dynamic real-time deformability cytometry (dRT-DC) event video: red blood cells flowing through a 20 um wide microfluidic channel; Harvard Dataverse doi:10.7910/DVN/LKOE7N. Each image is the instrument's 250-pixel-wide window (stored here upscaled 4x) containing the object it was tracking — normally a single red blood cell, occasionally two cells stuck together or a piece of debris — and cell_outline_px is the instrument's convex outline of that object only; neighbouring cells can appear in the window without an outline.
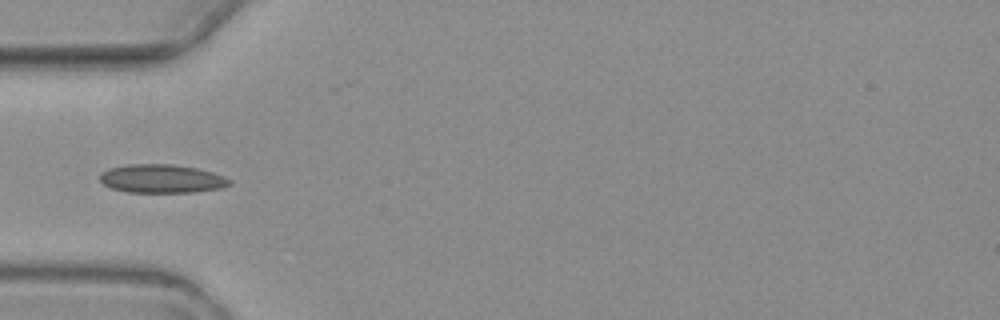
{"species": "common noctule bat (a hibernating species)", "species_latin": "Nyctalus noctula", "temperature_condition": "warm", "stored_images_in_passage": 2, "camera_frame_rate_fps": 3000, "um_per_image_px": 0.085, "animal": {"sex": "female", "body_mass_g": 19.3, "forearm_length_mm": 54.1}, "frame": {"image": 1, "passage_image": 2, "time_ms": 2.0, "image_size_px": [1000, 320], "cell_outline_px": [[232, 184], [220, 188], [192, 192], [128, 192], [112, 188], [104, 184], [100, 180], [100, 172], [108, 168], [128, 164], [172, 164], [196, 168], [212, 172], [224, 176], [232, 180]], "centroid_in_image_um": [13.74, 15.18], "position_along_channel_um": 71.3, "area_um2": 21.56}}